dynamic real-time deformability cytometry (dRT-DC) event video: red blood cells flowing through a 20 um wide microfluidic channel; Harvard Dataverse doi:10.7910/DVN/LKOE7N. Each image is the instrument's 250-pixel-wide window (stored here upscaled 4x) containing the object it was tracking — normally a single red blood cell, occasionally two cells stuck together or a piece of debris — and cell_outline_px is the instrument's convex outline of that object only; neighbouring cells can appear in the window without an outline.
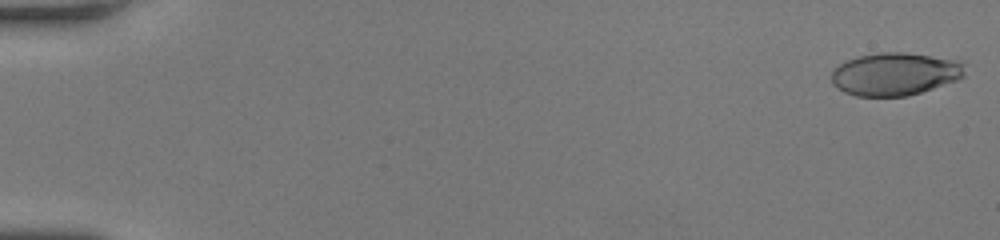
{"species": "human", "species_latin": "Homo sapiens", "temperature_condition": "room temperature", "stored_images_in_passage": 54, "camera_frame_rate_fps": 3000, "um_per_image_px": 0.085, "donor": {"sex": "female"}, "frame": {"image": 1, "passage_image": 1, "time_ms": 0.0, "image_size_px": [1000, 240], "cell_outline_px": [[964, 76], [956, 80], [908, 96], [856, 96], [844, 92], [832, 84], [832, 72], [840, 64], [856, 56], [880, 52], [904, 52], [956, 60], [964, 64]], "centroid_in_image_um": [76.05, 6.29], "position_along_channel_um": 9.0, "area_um2": 33.0}}
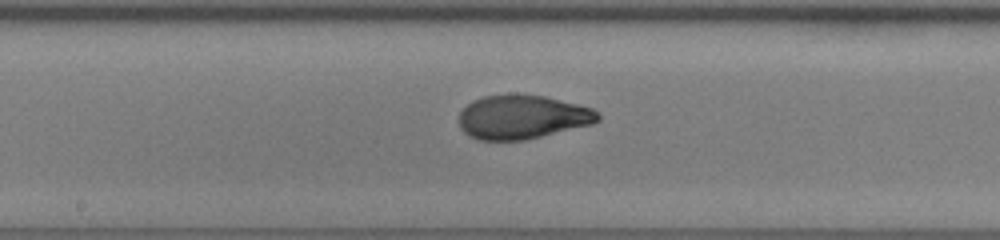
{"frame": {"image": 2, "passage_image": 30, "time_ms": 9.667, "image_size_px": [1000, 240], "cell_outline_px": [[600, 120], [592, 124], [524, 140], [480, 140], [468, 136], [460, 128], [460, 112], [472, 100], [484, 96], [516, 92], [544, 96], [592, 108], [600, 112]], "centroid_in_image_um": [44.39, 9.93], "position_along_channel_um": 203.8, "area_um2": 35.84}}
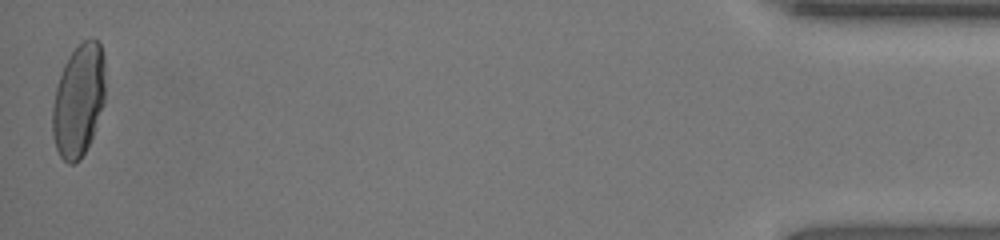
{"frame": {"image": 3, "passage_image": 54, "time_ms": 17.667, "image_size_px": [1000, 240], "cell_outline_px": [[104, 104], [92, 136], [80, 160], [72, 164], [68, 164], [60, 156], [56, 148], [52, 136], [52, 104], [56, 88], [64, 64], [68, 56], [84, 40], [92, 36], [100, 44], [104, 56]], "centroid_in_image_um": [6.67, 8.53], "position_along_channel_um": 428.5, "area_um2": 34.68}, "authors_computed_cell_mechanics": {"area_um2": 35.0557, "velocity_mm_per_s": 3.877, "shape_relaxation_time_tau1_ms": 5.1518, "shape_relaxation_time_tau2_ms": null, "deformation_change_tau1": 0.2356, "deformation_change_tau2": null}}